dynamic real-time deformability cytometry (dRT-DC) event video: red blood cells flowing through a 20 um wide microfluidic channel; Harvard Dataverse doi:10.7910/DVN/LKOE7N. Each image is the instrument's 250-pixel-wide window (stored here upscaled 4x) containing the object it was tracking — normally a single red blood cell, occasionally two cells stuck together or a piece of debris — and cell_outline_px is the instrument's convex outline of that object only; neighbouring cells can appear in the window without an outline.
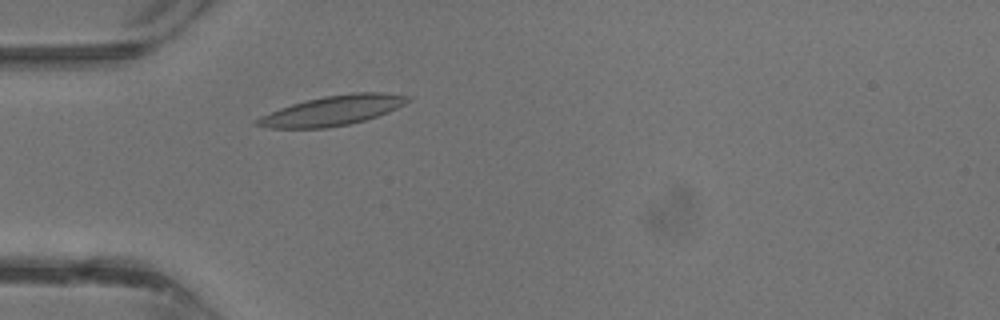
{"species": "common noctule bat (a hibernating species)", "species_latin": "Nyctalus noctula", "temperature_condition": "warm", "stored_images_in_passage": 24, "camera_frame_rate_fps": 3000, "um_per_image_px": 0.085, "animal": {"sex": "male", "body_mass_g": 13.3}, "frame": {"image": 1, "passage_image": 2, "time_ms": 0.333, "image_size_px": [1000, 320], "cell_outline_px": [[412, 100], [388, 112], [364, 120], [348, 124], [328, 128], [268, 128], [252, 124], [252, 120], [260, 116], [280, 108], [292, 104], [324, 96], [352, 92], [384, 92], [412, 96]], "centroid_in_image_um": [28.26, 9.39], "position_along_channel_um": 56.7, "area_um2": 26.24}}
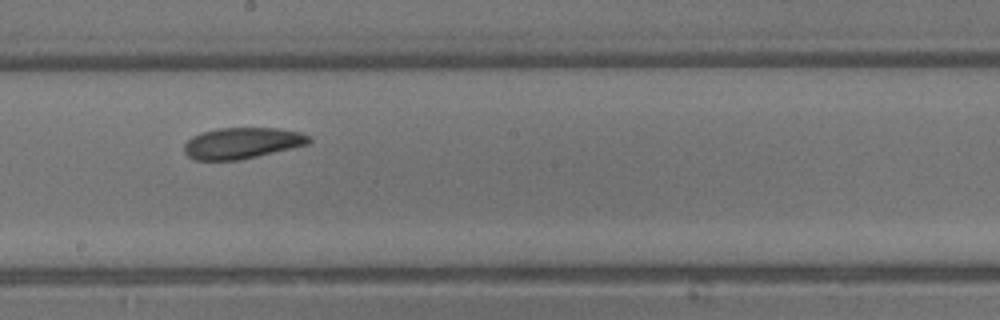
{"frame": {"image": 2, "passage_image": 12, "time_ms": 3.667, "image_size_px": [1000, 320], "cell_outline_px": [[312, 140], [308, 144], [292, 148], [240, 160], [196, 160], [188, 156], [184, 152], [184, 144], [192, 136], [200, 132], [216, 128], [276, 128], [300, 132], [312, 136]], "centroid_in_image_um": [20.57, 12.16], "position_along_channel_um": 227.6, "area_um2": 22.77}}
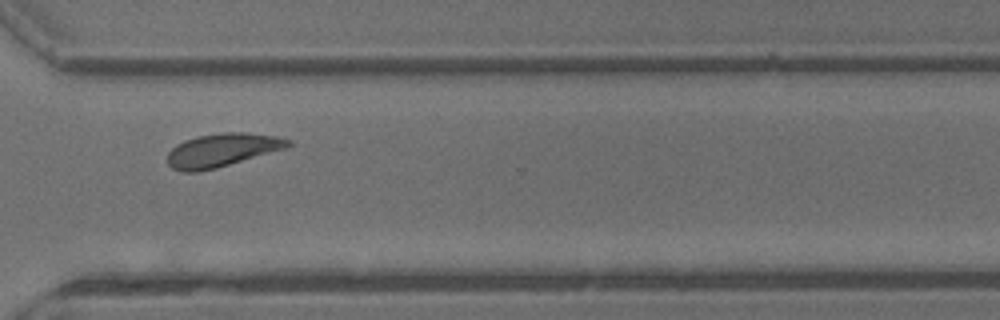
{"frame": {"image": 3, "passage_image": 19, "time_ms": 6.0, "image_size_px": [1000, 320], "cell_outline_px": [[292, 144], [288, 148], [216, 168], [200, 172], [180, 172], [172, 168], [168, 164], [168, 152], [176, 144], [184, 140], [196, 136], [220, 132], [244, 132], [276, 136], [292, 140]], "centroid_in_image_um": [18.88, 12.76], "position_along_channel_um": 351.7, "area_um2": 23.76}}